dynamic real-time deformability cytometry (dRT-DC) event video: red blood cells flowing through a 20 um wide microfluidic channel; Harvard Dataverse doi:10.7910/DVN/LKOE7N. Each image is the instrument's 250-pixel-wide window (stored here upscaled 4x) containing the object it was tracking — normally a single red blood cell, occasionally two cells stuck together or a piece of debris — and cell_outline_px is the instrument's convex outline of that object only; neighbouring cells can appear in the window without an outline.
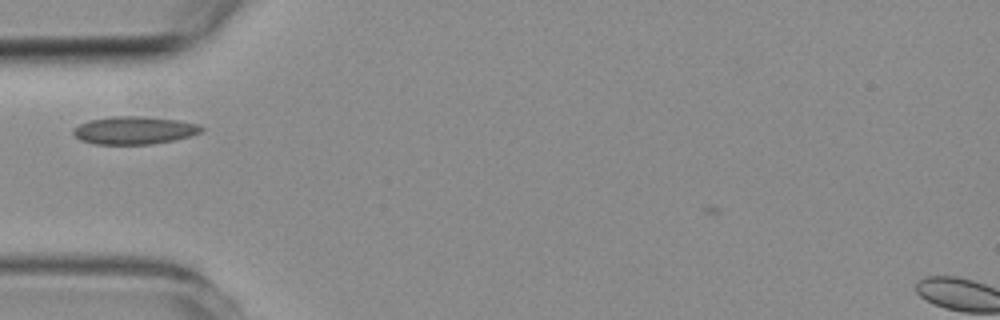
{"species": "common noctule bat (a hibernating species)", "species_latin": "Nyctalus noctula", "temperature_condition": "room temperature", "stored_images_in_passage": 5, "camera_frame_rate_fps": 3000, "um_per_image_px": 0.085, "animal": {"sex": "female", "body_mass_g": 19.3, "forearm_length_mm": 54.1}, "frame": {"image": 1, "passage_image": 1, "time_ms": 0.0, "image_size_px": [1000, 320], "cell_outline_px": [[204, 128], [200, 132], [176, 140], [152, 144], [96, 144], [80, 140], [72, 132], [72, 128], [88, 120], [112, 116], [140, 116], [180, 120], [200, 124]], "centroid_in_image_um": [11.41, 11.07], "position_along_channel_um": 73.6, "area_um2": 20.87}}
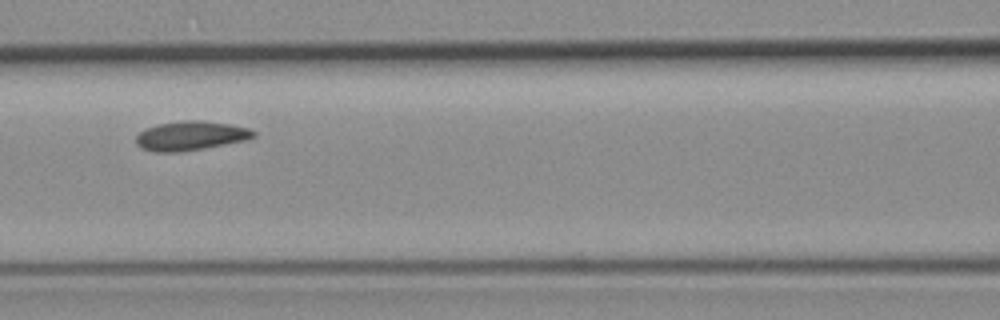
{"frame": {"image": 2, "passage_image": 3, "time_ms": 2.0, "image_size_px": [1000, 320], "cell_outline_px": [[256, 136], [244, 140], [180, 152], [156, 152], [144, 148], [136, 144], [136, 136], [144, 128], [160, 124], [184, 120], [204, 120], [228, 124], [248, 128], [256, 132]], "centroid_in_image_um": [16.18, 11.53], "position_along_channel_um": 150.4, "area_um2": 19.71}}
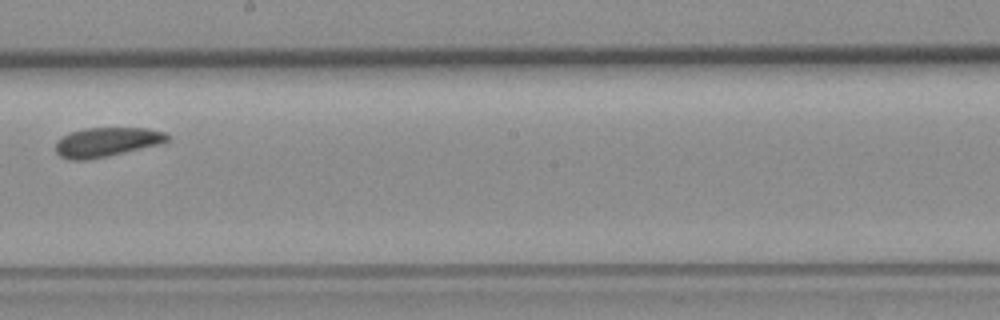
{"frame": {"image": 3, "passage_image": 5, "time_ms": 4.333, "image_size_px": [1000, 320], "cell_outline_px": [[168, 140], [160, 144], [108, 156], [88, 160], [72, 160], [60, 156], [56, 152], [56, 140], [60, 136], [84, 128], [148, 128], [164, 132], [168, 136]], "centroid_in_image_um": [9.03, 12.07], "position_along_channel_um": 239.2, "area_um2": 19.07}}